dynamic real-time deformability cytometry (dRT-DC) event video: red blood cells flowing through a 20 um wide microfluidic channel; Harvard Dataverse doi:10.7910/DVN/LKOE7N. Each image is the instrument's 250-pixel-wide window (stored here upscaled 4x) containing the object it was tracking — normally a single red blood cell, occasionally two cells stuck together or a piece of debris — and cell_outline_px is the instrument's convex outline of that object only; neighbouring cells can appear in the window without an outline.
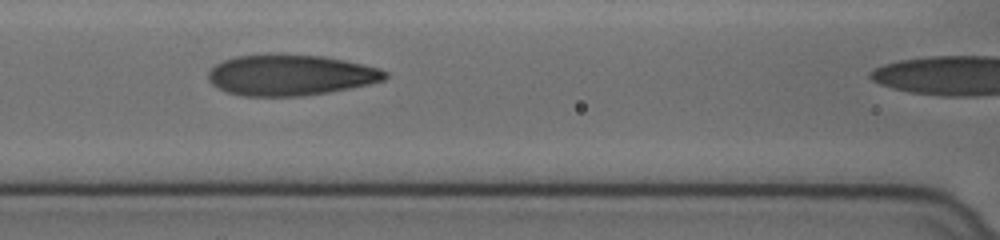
{"species": "human", "species_latin": "Homo sapiens", "temperature_condition": "cold", "stored_images_in_passage": 31, "camera_frame_rate_fps": 3000, "um_per_image_px": 0.085, "donor": {"sex": "female"}, "frame": {"image": 1, "passage_image": 27, "time_ms": 8.667, "image_size_px": [1000, 240], "cell_outline_px": [[388, 76], [384, 80], [368, 84], [328, 92], [300, 96], [244, 96], [228, 92], [212, 84], [208, 80], [208, 72], [216, 64], [224, 60], [236, 56], [324, 56], [364, 64], [380, 68], [388, 72]], "centroid_in_image_um": [24.72, 6.4], "position_along_channel_um": 141.9, "area_um2": 41.27}}
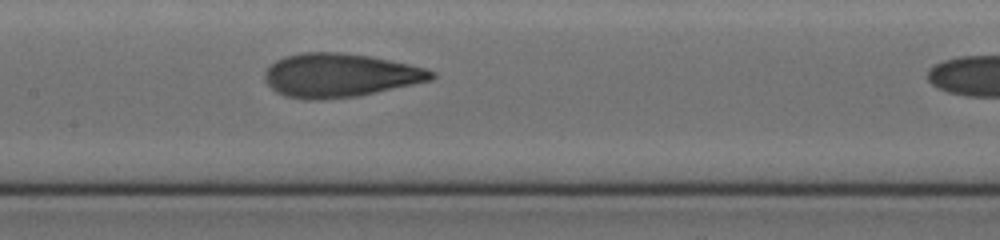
{"frame": {"image": 2, "passage_image": 30, "time_ms": 9.667, "image_size_px": [1000, 240], "cell_outline_px": [[436, 76], [432, 80], [360, 96], [320, 100], [304, 100], [284, 96], [276, 92], [264, 80], [264, 72], [276, 60], [284, 56], [300, 52], [340, 52], [372, 56], [428, 68], [436, 72]], "centroid_in_image_um": [28.9, 6.4], "position_along_channel_um": 178.5, "area_um2": 43.0}}